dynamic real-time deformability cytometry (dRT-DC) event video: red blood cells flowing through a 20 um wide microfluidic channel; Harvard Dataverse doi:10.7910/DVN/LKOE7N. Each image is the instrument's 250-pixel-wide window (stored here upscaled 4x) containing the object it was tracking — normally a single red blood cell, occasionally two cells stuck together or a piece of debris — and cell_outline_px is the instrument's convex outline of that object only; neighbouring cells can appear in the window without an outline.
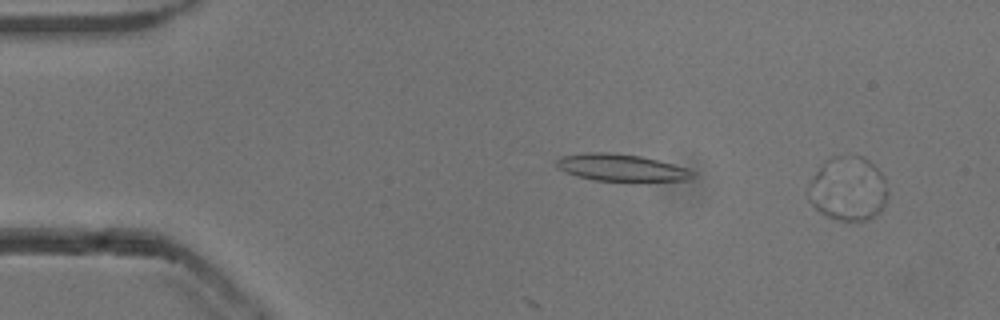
{"species": "common noctule bat (a hibernating species)", "species_latin": "Nyctalus noctula", "temperature_condition": "cold", "stored_images_in_passage": 21, "camera_frame_rate_fps": 3000, "um_per_image_px": 0.085, "animal": {"sex": "male", "body_mass_g": 13.3}, "frame": {"image": 1, "passage_image": 2, "time_ms": 0.333, "image_size_px": [1000, 320], "cell_outline_px": [[888, 192], [884, 204], [880, 212], [864, 220], [836, 220], [820, 212], [808, 200], [804, 192], [852, 156], [864, 156], [880, 172], [884, 180]], "centroid_in_image_um": [72.25, 16.25], "position_along_channel_um": 12.7, "area_um2": 26.41}}
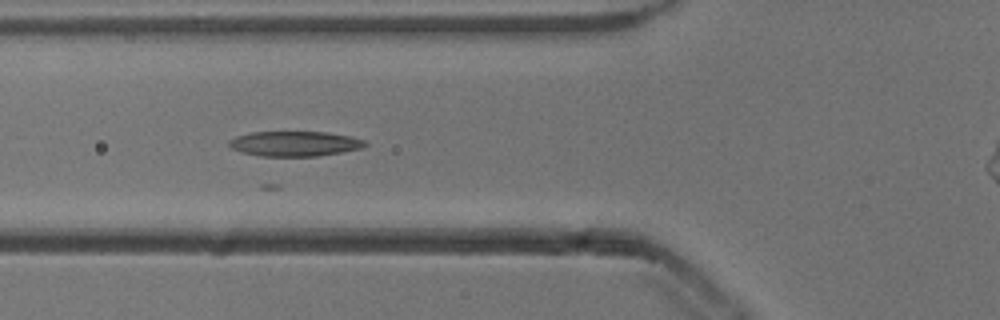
{"frame": {"image": 2, "passage_image": 11, "time_ms": 3.333, "image_size_px": [1000, 320], "cell_outline_px": [[368, 144], [364, 148], [320, 156], [260, 156], [244, 152], [232, 148], [228, 144], [228, 140], [236, 136], [252, 132], [324, 132], [352, 136], [364, 140]], "centroid_in_image_um": [25.09, 12.21], "position_along_channel_um": 100.7, "area_um2": 19.88}}
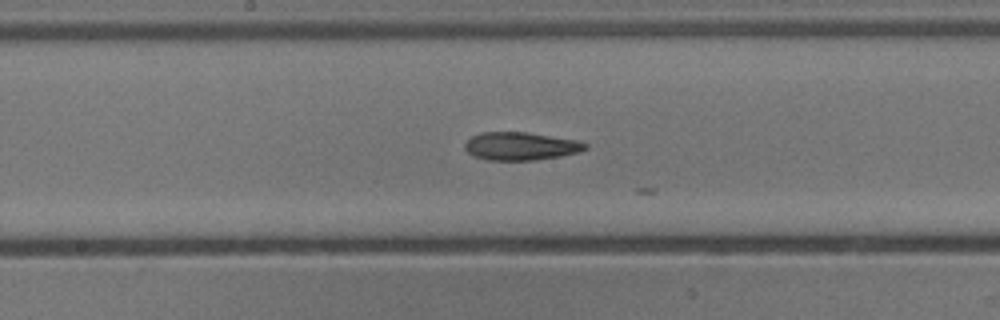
{"frame": {"image": 3, "passage_image": 19, "time_ms": 6.0, "image_size_px": [1000, 320], "cell_outline_px": [[588, 148], [580, 152], [560, 156], [536, 160], [488, 160], [472, 156], [464, 148], [464, 144], [472, 136], [480, 132], [524, 132], [576, 140], [588, 144]], "centroid_in_image_um": [44.24, 12.43], "position_along_channel_um": 204.0, "area_um2": 19.65}}